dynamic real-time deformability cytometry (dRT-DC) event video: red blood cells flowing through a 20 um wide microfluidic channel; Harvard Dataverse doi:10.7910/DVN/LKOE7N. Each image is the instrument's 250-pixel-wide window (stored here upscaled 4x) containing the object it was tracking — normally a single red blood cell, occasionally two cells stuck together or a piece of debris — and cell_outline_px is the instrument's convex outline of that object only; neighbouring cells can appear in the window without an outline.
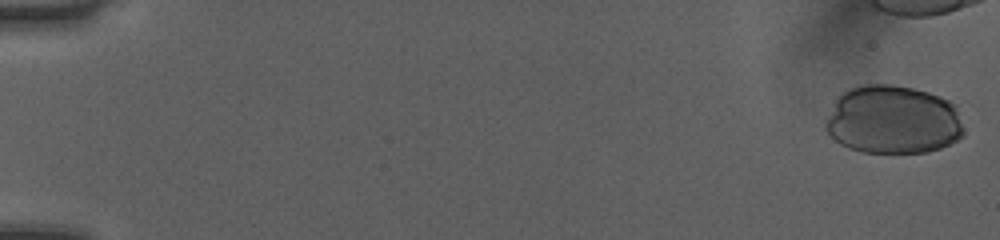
{"species": "human", "species_latin": "Homo sapiens", "temperature_condition": "room temperature", "stored_images_in_passage": 24, "camera_frame_rate_fps": 3000, "um_per_image_px": 0.085, "donor": {"sex": "female"}, "frame": {"image": 1, "passage_image": 2, "time_ms": 0.333, "image_size_px": [1000, 240], "cell_outline_px": [[964, 136], [940, 148], [928, 152], [864, 152], [848, 148], [840, 144], [824, 128], [824, 120], [836, 96], [848, 88], [860, 84], [892, 84], [912, 88], [928, 92], [940, 96], [956, 104], [964, 132]], "centroid_in_image_um": [75.87, 10.16], "position_along_channel_um": 9.1, "area_um2": 55.83}}